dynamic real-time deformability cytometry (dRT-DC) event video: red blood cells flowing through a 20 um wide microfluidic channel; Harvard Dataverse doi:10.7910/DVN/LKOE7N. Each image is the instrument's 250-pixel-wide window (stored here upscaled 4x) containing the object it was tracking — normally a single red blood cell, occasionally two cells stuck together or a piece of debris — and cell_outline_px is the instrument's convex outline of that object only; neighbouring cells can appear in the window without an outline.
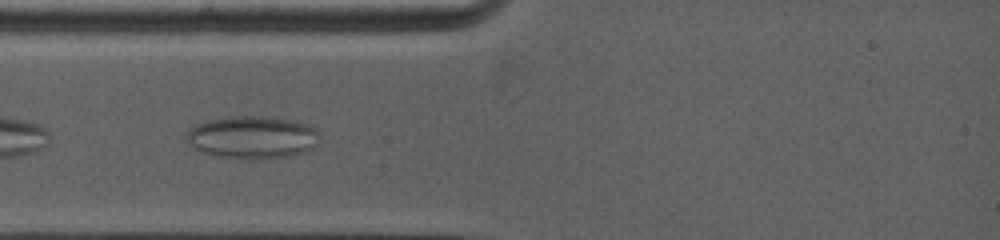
{"species": "common noctule bat (a hibernating species)", "species_latin": "Nyctalus noctula", "temperature_condition": "warm", "stored_images_in_passage": 9, "camera_frame_rate_fps": 5000, "um_per_image_px": 0.085, "animal": {"sex": "female", "body_mass_g": 19.0, "forearm_length_mm": 53.3}, "frame": {"image": 1, "passage_image": 2, "time_ms": 0.2, "image_size_px": [1000, 240], "cell_outline_px": [[320, 132], [316, 144], [312, 148], [304, 152], [288, 156], [256, 160], [240, 160], [216, 156], [200, 152], [192, 148], [188, 144], [184, 136], [196, 124], [208, 120], [228, 116], [268, 116], [296, 120], [308, 124], [316, 128]], "centroid_in_image_um": [21.43, 11.68], "position_along_channel_um": 63.6, "area_um2": 33.93}}